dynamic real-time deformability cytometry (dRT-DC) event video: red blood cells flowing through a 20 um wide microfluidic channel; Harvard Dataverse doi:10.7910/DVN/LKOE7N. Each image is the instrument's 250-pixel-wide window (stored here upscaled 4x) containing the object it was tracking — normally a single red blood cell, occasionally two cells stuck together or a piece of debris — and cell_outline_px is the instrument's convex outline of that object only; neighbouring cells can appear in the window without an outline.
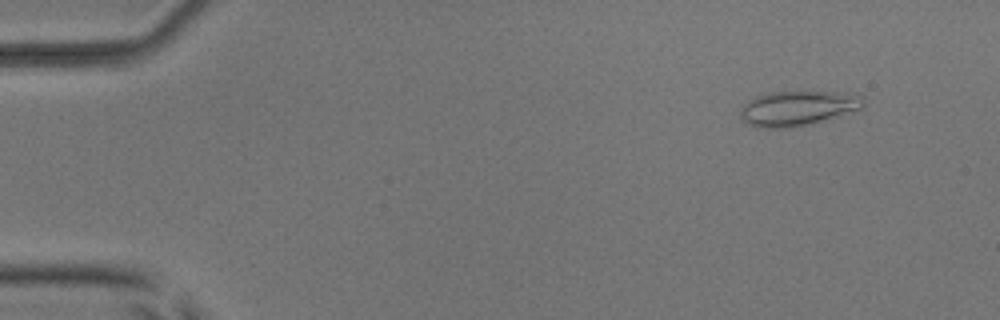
{"species": "common noctule bat (a hibernating species)", "species_latin": "Nyctalus noctula", "temperature_condition": "room temperature", "stored_images_in_passage": 5, "camera_frame_rate_fps": 3000, "um_per_image_px": 0.085, "animal": {"sex": "male", "body_mass_g": 17.9, "forearm_length_mm": 54.2}, "frame": {"image": 1, "passage_image": 2, "time_ms": 0.333, "image_size_px": [1000, 320], "cell_outline_px": [[864, 104], [860, 108], [812, 124], [788, 128], [756, 128], [740, 120], [740, 112], [744, 104], [748, 100], [756, 96], [768, 92], [848, 92], [864, 96]], "centroid_in_image_um": [67.76, 9.2], "position_along_channel_um": 17.2, "area_um2": 25.14}}